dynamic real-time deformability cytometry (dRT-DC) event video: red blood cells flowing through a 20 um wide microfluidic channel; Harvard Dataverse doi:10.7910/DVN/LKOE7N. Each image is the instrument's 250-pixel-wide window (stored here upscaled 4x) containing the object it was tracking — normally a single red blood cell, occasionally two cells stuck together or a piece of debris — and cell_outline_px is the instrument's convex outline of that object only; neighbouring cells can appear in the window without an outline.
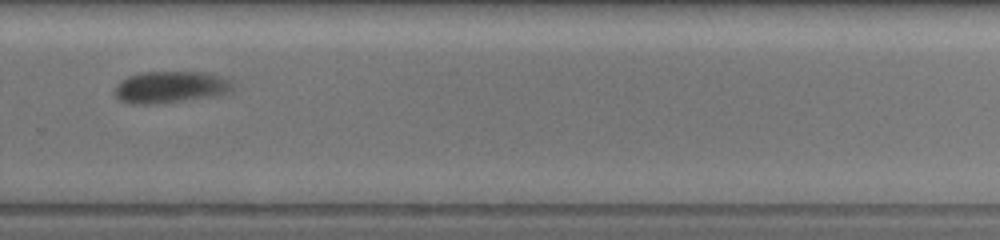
{"species": "common noctule bat (a hibernating species)", "species_latin": "Nyctalus noctula", "temperature_condition": "warm", "stored_images_in_passage": 27, "camera_frame_rate_fps": 3000, "um_per_image_px": 0.085, "animal": {"sex": "female", "body_mass_g": 19.5, "forearm_length_mm": 54.1}, "frame": {"image": 1, "passage_image": 16, "time_ms": 7.0, "image_size_px": [1000, 240], "cell_outline_px": [[228, 88], [220, 92], [172, 100], [144, 104], [124, 100], [116, 96], [116, 88], [128, 76], [148, 72], [192, 72], [208, 76], [224, 84]], "centroid_in_image_um": [14.15, 7.37], "position_along_channel_um": 315.6, "area_um2": 18.55}}